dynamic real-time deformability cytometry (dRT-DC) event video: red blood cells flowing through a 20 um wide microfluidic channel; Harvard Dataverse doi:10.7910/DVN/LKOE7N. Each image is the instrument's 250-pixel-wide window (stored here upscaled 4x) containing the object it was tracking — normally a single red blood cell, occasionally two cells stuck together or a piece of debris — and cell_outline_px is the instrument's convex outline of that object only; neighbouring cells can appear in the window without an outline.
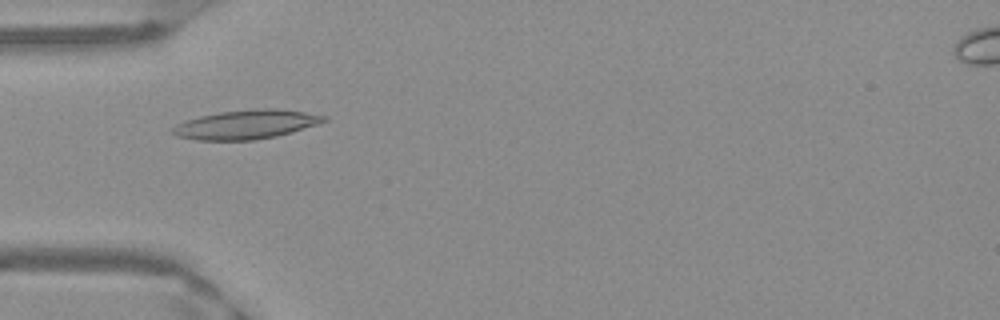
{"species": "Egyptian fruit bat (a non-hibernating species)", "species_latin": "Rousettus aegyptiacus", "temperature_condition": "warm", "stored_images_in_passage": 51, "camera_frame_rate_fps": 3000, "um_per_image_px": 0.085, "frame": {"image": 1, "passage_image": 16, "time_ms": 5.0, "image_size_px": [1000, 320], "cell_outline_px": [[328, 120], [292, 132], [276, 136], [252, 140], [196, 140], [176, 136], [168, 132], [176, 124], [200, 116], [220, 112], [252, 108], [276, 108], [304, 112], [328, 116]], "centroid_in_image_um": [20.9, 10.57], "position_along_channel_um": 64.1, "area_um2": 25.66}}
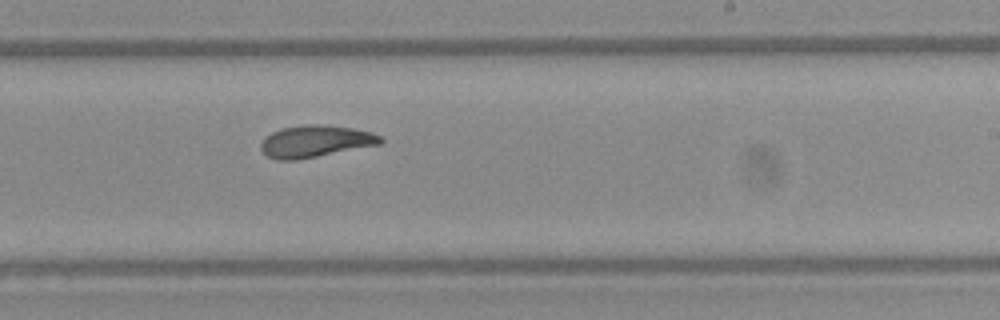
{"frame": {"image": 2, "passage_image": 31, "time_ms": 10.0, "image_size_px": [1000, 320], "cell_outline_px": [[384, 140], [380, 144], [296, 160], [276, 160], [268, 156], [260, 148], [260, 144], [272, 132], [280, 128], [304, 124], [324, 124], [352, 128], [372, 132], [380, 136]], "centroid_in_image_um": [26.81, 12.0], "position_along_channel_um": 262.2, "area_um2": 22.14}}
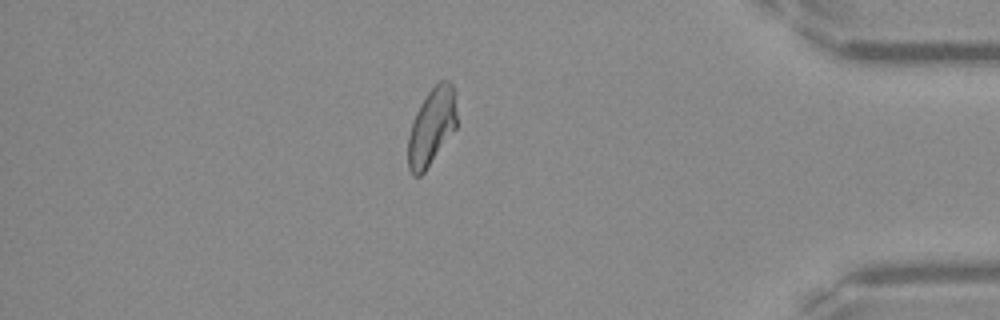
{"frame": {"image": 3, "passage_image": 44, "time_ms": 14.333, "image_size_px": [1000, 320], "cell_outline_px": [[456, 128], [424, 172], [420, 176], [412, 176], [408, 168], [408, 136], [412, 120], [420, 104], [428, 92], [440, 80], [448, 80], [452, 84], [456, 92]], "centroid_in_image_um": [36.69, 10.76], "position_along_channel_um": 398.5, "area_um2": 22.02}, "authors_computed_cell_mechanics": {"area_um2": 22.831, "velocity_mm_per_s": 3.964, "shape_relaxation_time_tau1_ms": null, "shape_relaxation_time_tau2_ms": 3.9112, "deformation_change_tau1": null, "deformation_change_tau2": 0.0736}}